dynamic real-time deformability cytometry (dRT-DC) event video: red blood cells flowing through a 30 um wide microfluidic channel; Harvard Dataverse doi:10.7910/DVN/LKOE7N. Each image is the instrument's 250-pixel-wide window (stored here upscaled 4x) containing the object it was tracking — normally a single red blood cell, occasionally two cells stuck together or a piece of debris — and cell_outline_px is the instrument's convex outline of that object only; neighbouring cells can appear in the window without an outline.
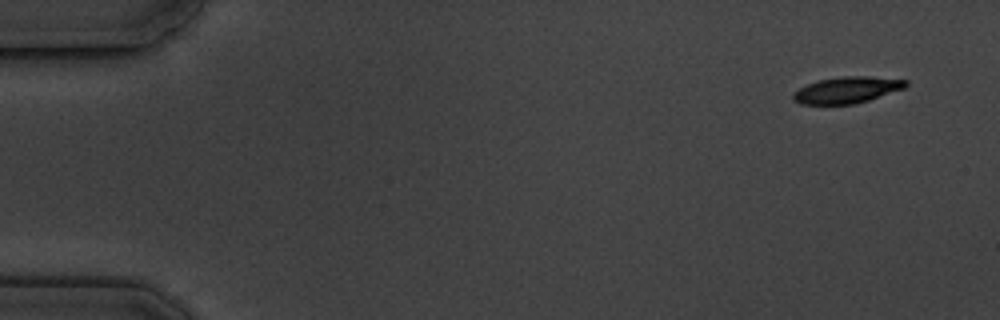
{"species": "common noctule bat (a hibernating species)", "species_latin": "Nyctalus noctula", "temperature_condition": "cold", "stored_images_in_passage": 6, "camera_frame_rate_fps": 3000, "um_per_image_px": 0.085, "animal": {"sex": "male", "body_mass_g": 19.5, "forearm_length_mm": 54.6}, "frame": {"image": 1, "passage_image": 1, "time_ms": 0.0, "image_size_px": [1000, 320], "cell_outline_px": [[908, 84], [904, 88], [868, 100], [852, 104], [800, 104], [792, 100], [792, 92], [808, 84], [820, 80], [844, 76], [868, 76], [908, 80]], "centroid_in_image_um": [71.97, 7.65], "position_along_channel_um": 13.0, "area_um2": 17.17}}
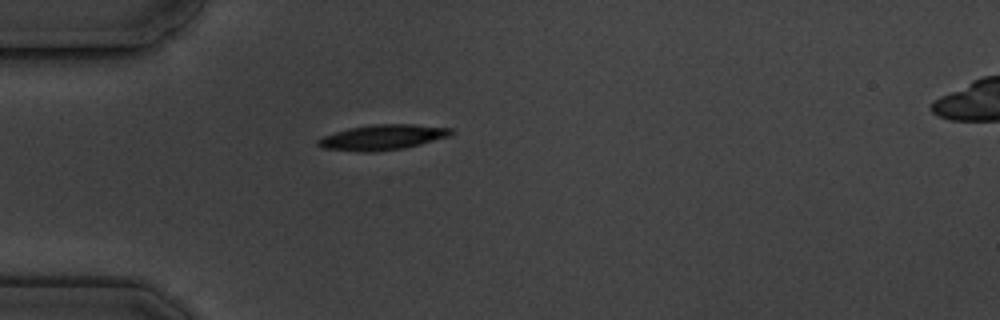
{"frame": {"image": 2, "passage_image": 5, "time_ms": 4.333, "image_size_px": [1000, 320], "cell_outline_px": [[452, 132], [448, 136], [420, 144], [404, 148], [376, 152], [360, 152], [324, 148], [316, 144], [316, 140], [324, 136], [348, 128], [372, 124], [412, 124], [452, 128]], "centroid_in_image_um": [32.48, 11.67], "position_along_channel_um": 52.5, "area_um2": 19.48}}